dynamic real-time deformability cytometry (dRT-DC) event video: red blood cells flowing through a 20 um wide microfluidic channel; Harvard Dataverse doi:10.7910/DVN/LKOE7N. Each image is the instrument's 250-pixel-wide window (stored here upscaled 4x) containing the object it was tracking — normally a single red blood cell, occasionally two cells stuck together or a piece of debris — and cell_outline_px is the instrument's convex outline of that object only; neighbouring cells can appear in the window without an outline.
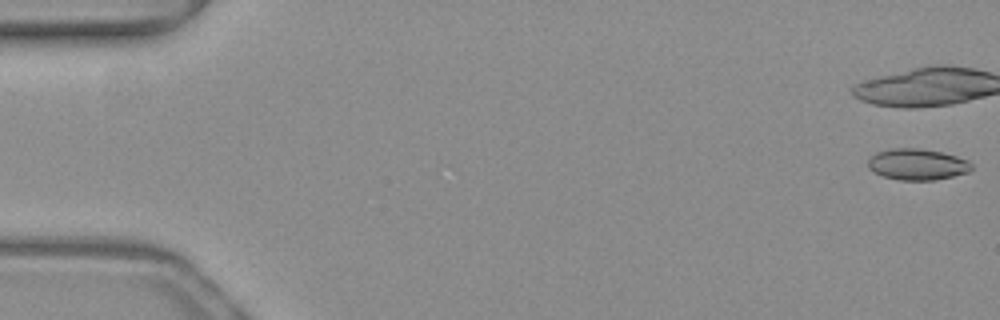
{"species": "common noctule bat (a hibernating species)", "species_latin": "Nyctalus noctula", "temperature_condition": "warm", "stored_images_in_passage": 18, "camera_frame_rate_fps": 3000, "um_per_image_px": 0.085, "animal": {"sex": "female", "body_mass_g": 19.3, "forearm_length_mm": 54.1}, "frame": {"image": 1, "passage_image": 1, "time_ms": 0.0, "image_size_px": [1000, 320], "cell_outline_px": [[972, 168], [968, 172], [952, 176], [932, 180], [900, 180], [884, 176], [872, 172], [868, 168], [868, 160], [876, 152], [888, 148], [920, 148], [940, 152], [956, 156], [968, 160], [972, 164]], "centroid_in_image_um": [77.94, 13.96], "position_along_channel_um": 7.1, "area_um2": 18.84}}